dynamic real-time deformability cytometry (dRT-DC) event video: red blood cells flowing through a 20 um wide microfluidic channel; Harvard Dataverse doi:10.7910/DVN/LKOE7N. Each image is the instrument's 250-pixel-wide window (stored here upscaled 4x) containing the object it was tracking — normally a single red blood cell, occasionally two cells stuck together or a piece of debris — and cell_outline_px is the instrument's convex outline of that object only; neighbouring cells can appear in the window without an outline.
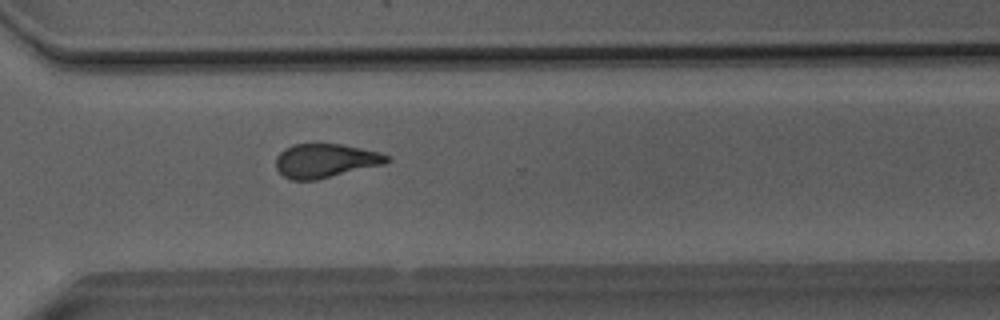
{"species": "Egyptian fruit bat (a non-hibernating species)", "species_latin": "Rousettus aegyptiacus", "temperature_condition": "room temperature", "stored_images_in_passage": 51, "camera_frame_rate_fps": 3000, "um_per_image_px": 0.085, "animal": {"sex": "male"}, "frame": {"image": 1, "passage_image": 37, "time_ms": 12.0, "image_size_px": [1000, 320], "cell_outline_px": [[392, 160], [384, 164], [316, 180], [292, 180], [284, 176], [276, 168], [276, 156], [284, 148], [292, 144], [340, 144], [380, 152], [392, 156]], "centroid_in_image_um": [27.67, 13.65], "position_along_channel_um": 342.9, "area_um2": 22.02}}
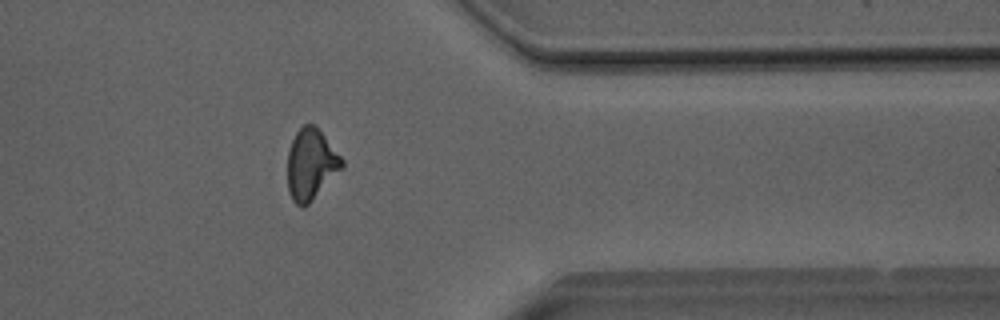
{"frame": {"image": 2, "passage_image": 41, "time_ms": 13.333, "image_size_px": [1000, 320], "cell_outline_px": [[344, 168], [304, 208], [300, 208], [292, 200], [288, 192], [288, 152], [292, 140], [296, 132], [304, 124], [312, 124], [324, 136], [344, 160]], "centroid_in_image_um": [26.43, 14.01], "position_along_channel_um": 385.0, "area_um2": 22.43}}
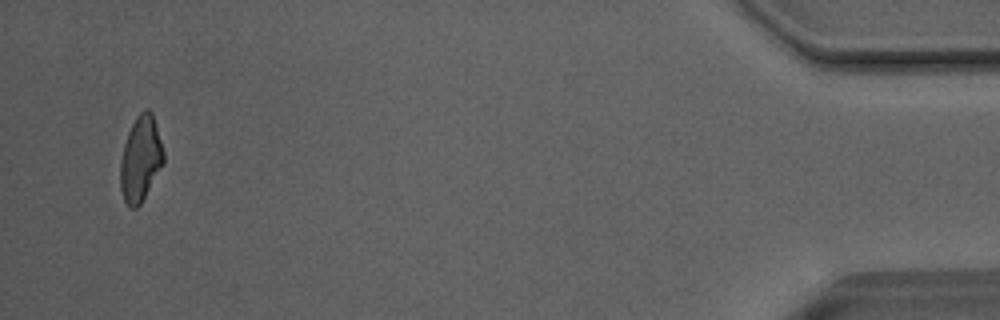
{"frame": {"image": 3, "passage_image": 49, "time_ms": 16.0, "image_size_px": [1000, 320], "cell_outline_px": [[164, 164], [140, 204], [136, 208], [128, 208], [124, 200], [120, 188], [120, 160], [124, 144], [128, 132], [136, 116], [144, 108], [148, 108], [152, 112], [164, 152]], "centroid_in_image_um": [11.94, 13.5], "position_along_channel_um": 423.3, "area_um2": 21.62}, "authors_computed_cell_mechanics": {"area_um2": 22.6576, "velocity_mm_per_s": 4.0662, "shape_relaxation_time_tau1_ms": 5.1701, "shape_relaxation_time_tau2_ms": 1.7552, "deformation_change_tau1": 0.1501, "deformation_change_tau2": 0.0946}}